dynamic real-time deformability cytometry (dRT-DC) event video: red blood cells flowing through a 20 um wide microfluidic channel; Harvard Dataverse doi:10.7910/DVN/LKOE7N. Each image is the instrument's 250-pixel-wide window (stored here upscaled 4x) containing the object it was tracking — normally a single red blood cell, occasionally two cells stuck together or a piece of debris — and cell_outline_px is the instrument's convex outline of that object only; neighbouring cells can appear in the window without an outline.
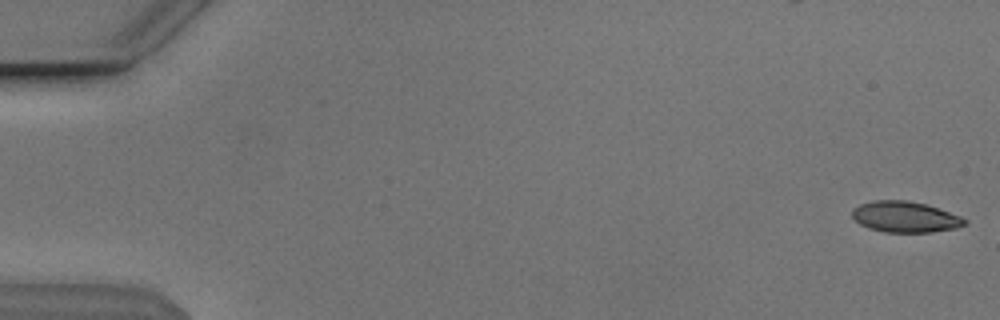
{"species": "Egyptian fruit bat (a non-hibernating species)", "species_latin": "Rousettus aegyptiacus", "temperature_condition": "cold", "stored_images_in_passage": 7, "camera_frame_rate_fps": 3000, "um_per_image_px": 0.085, "animal": {"sex": "male"}, "frame": {"image": 1, "passage_image": 1, "time_ms": 0.0, "image_size_px": [1000, 320], "cell_outline_px": [[968, 224], [956, 228], [932, 232], [884, 232], [868, 228], [860, 224], [852, 216], [852, 208], [860, 204], [872, 200], [904, 200], [924, 204], [960, 216], [968, 220]], "centroid_in_image_um": [76.92, 18.44], "position_along_channel_um": 8.1, "area_um2": 20.23}}